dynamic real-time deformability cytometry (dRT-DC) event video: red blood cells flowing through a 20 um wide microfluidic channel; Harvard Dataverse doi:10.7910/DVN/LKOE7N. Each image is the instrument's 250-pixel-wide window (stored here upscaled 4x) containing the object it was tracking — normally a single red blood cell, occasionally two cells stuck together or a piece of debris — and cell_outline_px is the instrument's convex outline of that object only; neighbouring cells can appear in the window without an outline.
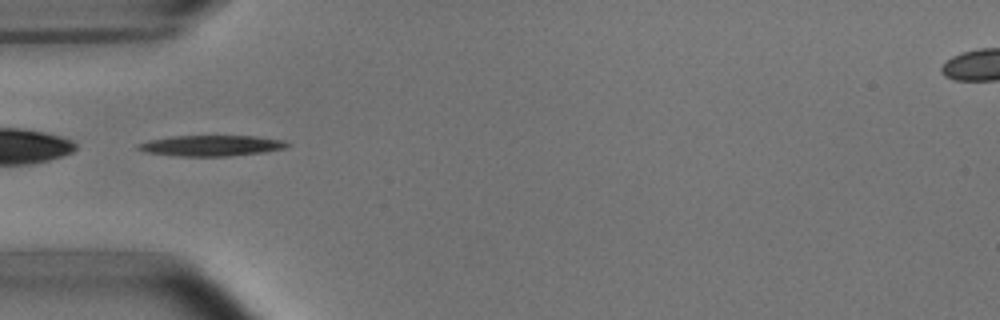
{"species": "common noctule bat (a hibernating species)", "species_latin": "Nyctalus noctula", "temperature_condition": "room temperature", "stored_images_in_passage": 15, "camera_frame_rate_fps": 3000, "um_per_image_px": 0.085, "animal": {"sex": "male", "body_mass_g": 15.6}, "frame": {"image": 1, "passage_image": 1, "time_ms": 0.0, "image_size_px": [1000, 320], "cell_outline_px": [[292, 144], [284, 148], [264, 152], [228, 156], [180, 156], [144, 152], [136, 148], [136, 144], [148, 140], [172, 136], [256, 136], [284, 140]], "centroid_in_image_um": [17.95, 12.37], "position_along_channel_um": 67.1, "area_um2": 18.09}}
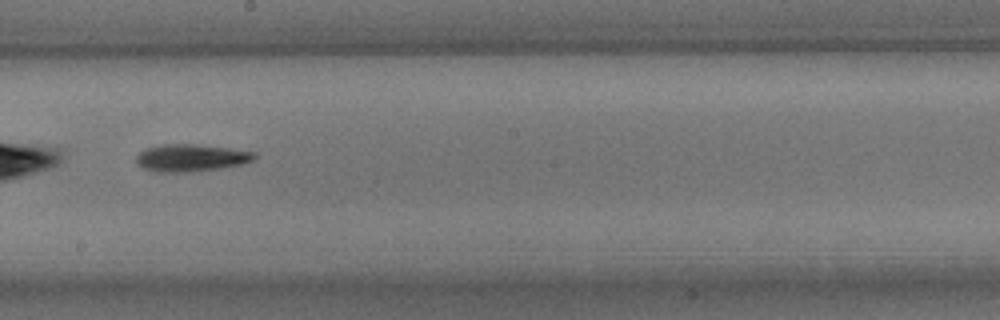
{"frame": {"image": 2, "passage_image": 14, "time_ms": 4.333, "image_size_px": [1000, 320], "cell_outline_px": [[256, 156], [252, 160], [240, 164], [220, 168], [188, 172], [156, 172], [144, 168], [136, 164], [136, 156], [140, 152], [148, 148], [164, 144], [192, 144], [228, 148], [256, 152]], "centroid_in_image_um": [16.21, 13.42], "position_along_channel_um": 232.0, "area_um2": 18.55}}